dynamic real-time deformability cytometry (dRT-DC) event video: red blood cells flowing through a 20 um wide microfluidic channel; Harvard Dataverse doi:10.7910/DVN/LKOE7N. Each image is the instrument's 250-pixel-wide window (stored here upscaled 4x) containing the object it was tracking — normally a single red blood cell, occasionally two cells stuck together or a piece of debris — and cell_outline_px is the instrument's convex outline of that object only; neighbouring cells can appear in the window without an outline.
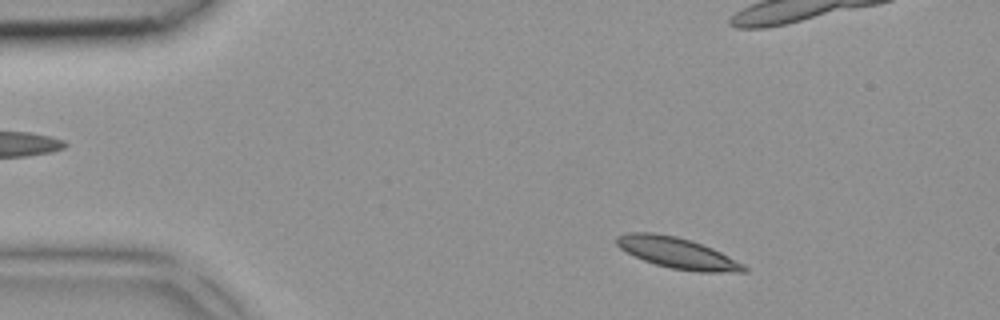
{"species": "common noctule bat (a hibernating species)", "species_latin": "Nyctalus noctula", "temperature_condition": "room temperature", "stored_images_in_passage": 38, "camera_frame_rate_fps": 3000, "um_per_image_px": 0.085, "animal": {"sex": "female", "body_mass_g": 18.4}, "frame": {"image": 1, "passage_image": 1, "time_ms": 0.0, "image_size_px": [1000, 320], "cell_outline_px": [[748, 272], [696, 272], [668, 268], [644, 260], [620, 248], [616, 244], [616, 236], [628, 232], [652, 232], [676, 236], [692, 240], [712, 248], [744, 264], [748, 268]], "centroid_in_image_um": [57.59, 21.5], "position_along_channel_um": 27.4, "area_um2": 23.0}}
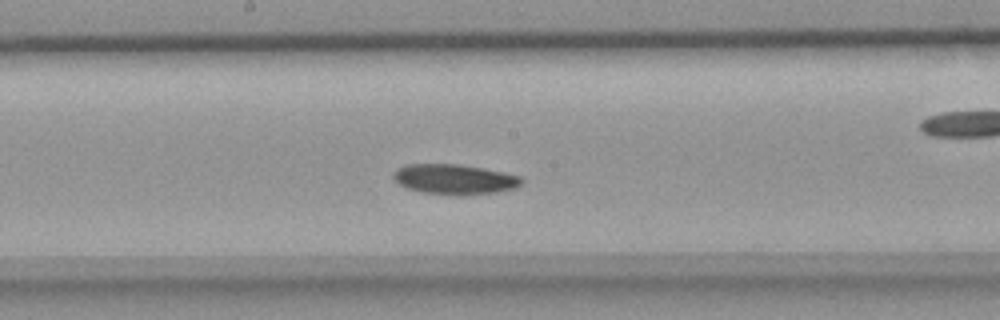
{"frame": {"image": 2, "passage_image": 17, "time_ms": 5.333, "image_size_px": [1000, 320], "cell_outline_px": [[524, 184], [516, 188], [496, 192], [464, 196], [460, 196], [424, 192], [408, 188], [400, 184], [392, 176], [396, 168], [404, 164], [460, 164], [484, 168], [504, 172], [520, 176], [524, 180]], "centroid_in_image_um": [38.68, 15.23], "position_along_channel_um": 209.5, "area_um2": 22.77}}
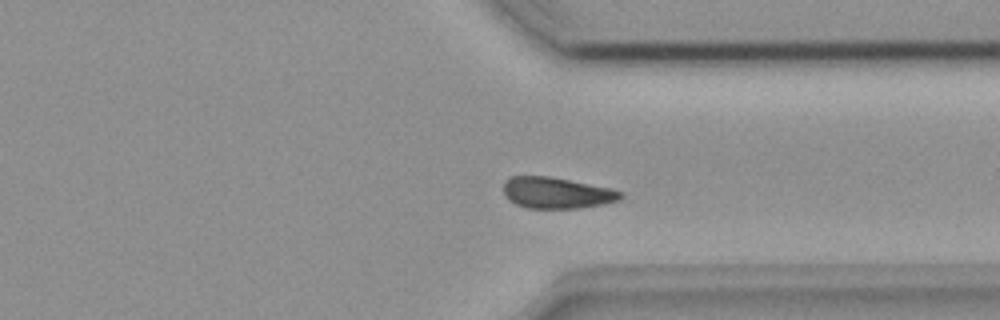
{"frame": {"image": 3, "passage_image": 27, "time_ms": 8.667, "image_size_px": [1000, 320], "cell_outline_px": [[624, 196], [620, 200], [604, 204], [580, 208], [528, 208], [516, 204], [508, 200], [504, 192], [504, 180], [508, 176], [552, 176], [612, 188], [624, 192]], "centroid_in_image_um": [47.35, 16.38], "position_along_channel_um": 364.1, "area_um2": 21.68}}